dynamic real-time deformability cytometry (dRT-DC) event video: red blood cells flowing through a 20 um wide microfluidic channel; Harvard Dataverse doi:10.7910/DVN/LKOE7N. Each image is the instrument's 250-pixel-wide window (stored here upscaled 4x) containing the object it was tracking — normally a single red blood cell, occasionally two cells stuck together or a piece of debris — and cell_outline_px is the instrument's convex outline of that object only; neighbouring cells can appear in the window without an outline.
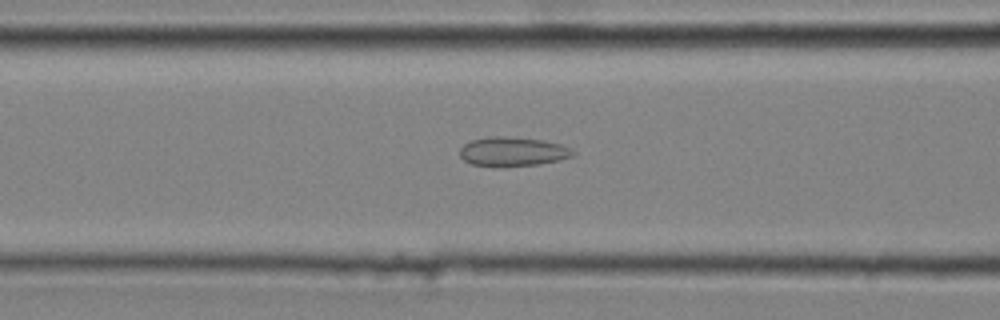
{"species": "common noctule bat (a hibernating species)", "species_latin": "Nyctalus noctula", "temperature_condition": "cold", "stored_images_in_passage": 34, "camera_frame_rate_fps": 3000, "um_per_image_px": 0.085, "animal": {"sex": "male", "body_mass_g": 20.4}, "frame": {"image": 1, "passage_image": 8, "time_ms": 2.333, "image_size_px": [1000, 320], "cell_outline_px": [[576, 152], [572, 156], [560, 160], [540, 164], [472, 164], [464, 160], [460, 156], [460, 148], [464, 144], [472, 140], [488, 136], [500, 136], [544, 140], [560, 144], [572, 148]], "centroid_in_image_um": [43.62, 12.84], "position_along_channel_um": 123.0, "area_um2": 18.61}}
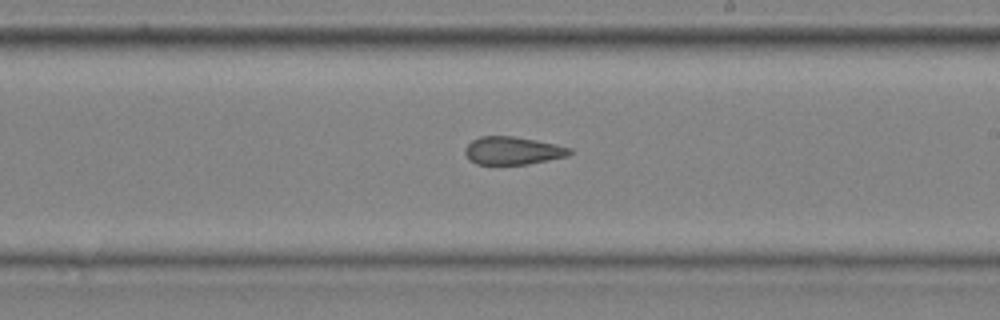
{"frame": {"image": 2, "passage_image": 17, "time_ms": 5.333, "image_size_px": [1000, 320], "cell_outline_px": [[572, 152], [568, 156], [528, 164], [476, 164], [468, 160], [464, 152], [464, 148], [472, 140], [480, 136], [516, 136], [556, 144], [572, 148]], "centroid_in_image_um": [43.57, 12.8], "position_along_channel_um": 245.4, "area_um2": 17.17}}
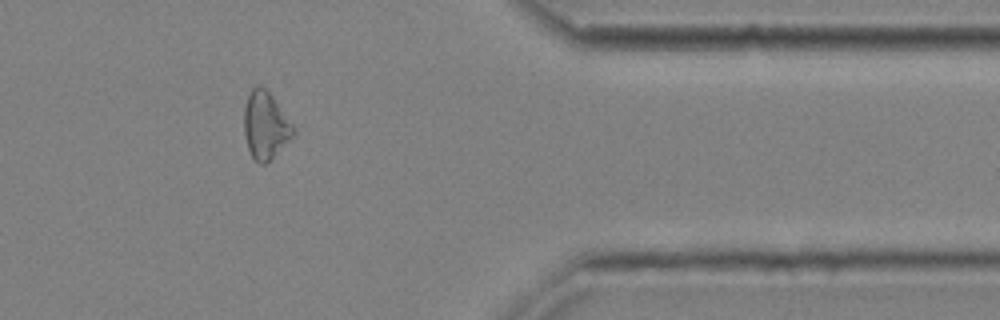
{"frame": {"image": 3, "passage_image": 29, "time_ms": 9.333, "image_size_px": [1000, 320], "cell_outline_px": [[296, 132], [264, 164], [260, 164], [252, 156], [248, 148], [244, 132], [244, 108], [248, 96], [252, 88], [256, 84], [260, 84], [272, 96], [292, 124]], "centroid_in_image_um": [22.53, 10.62], "position_along_channel_um": 388.9, "area_um2": 18.73}, "authors_computed_cell_mechanics": {"area_um2": 18.5538, "velocity_mm_per_s": 4.0882, "shape_relaxation_time_tau1_ms": null, "shape_relaxation_time_tau2_ms": 2.4663, "deformation_change_tau1": null, "deformation_change_tau2": 0.1051}}